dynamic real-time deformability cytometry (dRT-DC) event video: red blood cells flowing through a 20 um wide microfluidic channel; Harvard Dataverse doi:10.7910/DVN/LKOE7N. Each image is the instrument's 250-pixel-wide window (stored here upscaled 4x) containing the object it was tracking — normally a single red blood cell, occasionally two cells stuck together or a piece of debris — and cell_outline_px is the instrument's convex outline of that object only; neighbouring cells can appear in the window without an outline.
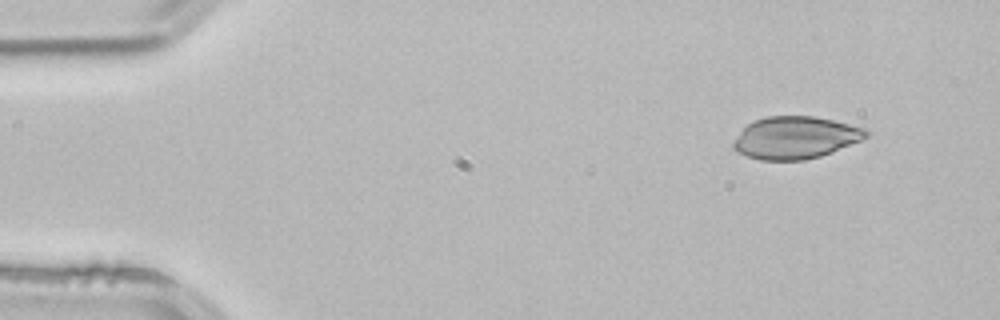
{"species": "common noctule bat (a hibernating species)", "species_latin": "Nyctalus noctula", "temperature_condition": "room temperature", "stored_images_in_passage": 3, "camera_frame_rate_fps": 3000, "um_per_image_px": 0.085, "animal": {"sex": "male", "body_mass_g": 21.5, "forearm_length_mm": 52.0}, "frame": {"image": 1, "passage_image": 1, "time_ms": 0.0, "image_size_px": [1000, 320], "cell_outline_px": [[868, 136], [860, 140], [832, 152], [820, 156], [804, 160], [760, 160], [748, 156], [732, 148], [732, 144], [740, 132], [748, 124], [756, 120], [768, 116], [816, 116], [864, 128], [868, 132]], "centroid_in_image_um": [67.6, 11.7], "position_along_channel_um": 17.4, "area_um2": 32.31}}